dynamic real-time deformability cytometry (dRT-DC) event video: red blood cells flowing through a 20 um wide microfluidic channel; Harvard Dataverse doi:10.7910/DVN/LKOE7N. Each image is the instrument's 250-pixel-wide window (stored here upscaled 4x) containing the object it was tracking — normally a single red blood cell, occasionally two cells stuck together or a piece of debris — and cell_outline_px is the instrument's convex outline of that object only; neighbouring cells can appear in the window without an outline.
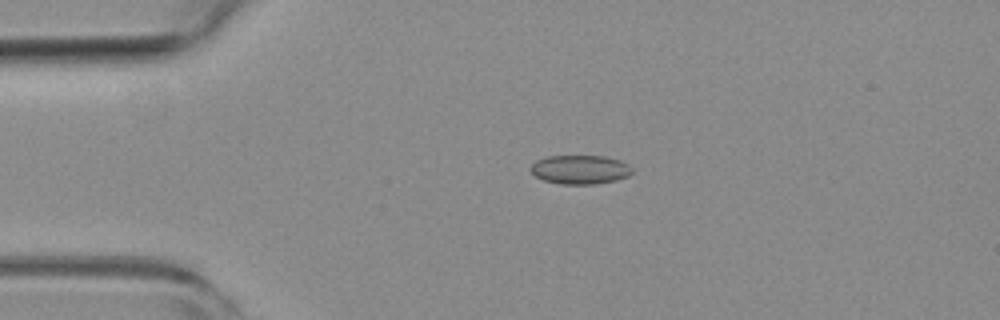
{"species": "common noctule bat (a hibernating species)", "species_latin": "Nyctalus noctula", "temperature_condition": "room temperature", "stored_images_in_passage": 43, "camera_frame_rate_fps": 3000, "um_per_image_px": 0.085, "animal": {"sex": "female", "body_mass_g": 19.3, "forearm_length_mm": 54.1}, "frame": {"image": 1, "passage_image": 1, "time_ms": 0.0, "image_size_px": [1000, 320], "cell_outline_px": [[632, 172], [628, 176], [616, 180], [596, 184], [560, 184], [544, 180], [536, 176], [528, 168], [536, 160], [548, 156], [604, 156], [620, 160], [628, 164], [632, 168]], "centroid_in_image_um": [49.31, 14.41], "position_along_channel_um": 35.7, "area_um2": 17.17}}
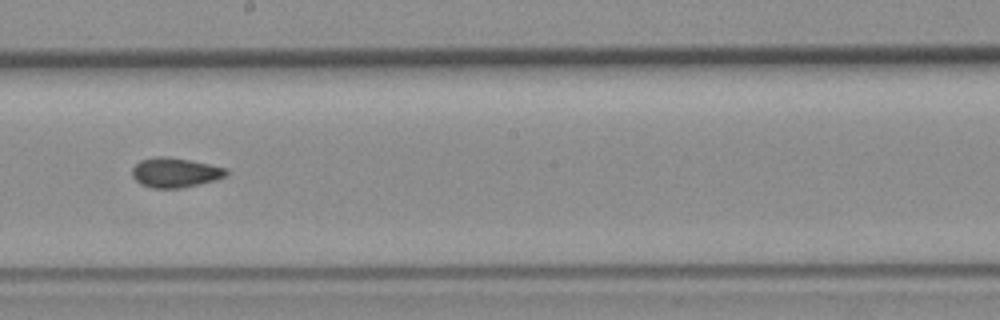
{"frame": {"image": 2, "passage_image": 19, "time_ms": 6.0, "image_size_px": [1000, 320], "cell_outline_px": [[228, 172], [224, 176], [216, 180], [200, 184], [180, 188], [152, 188], [140, 184], [132, 176], [132, 168], [140, 160], [156, 156], [164, 156], [188, 160], [208, 164], [224, 168]], "centroid_in_image_um": [14.84, 14.67], "position_along_channel_um": 233.4, "area_um2": 16.13}}
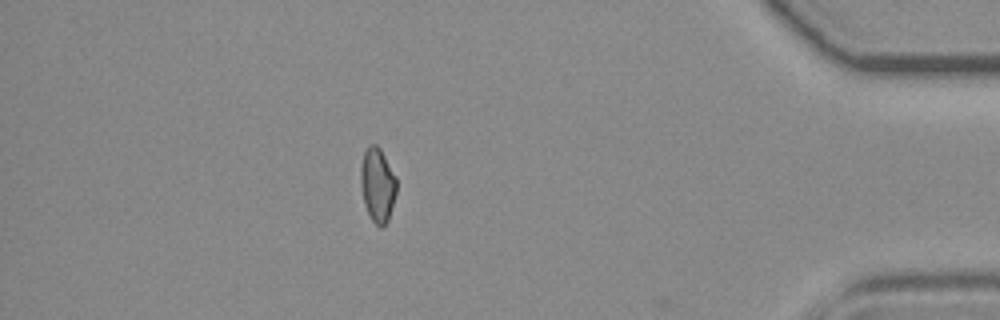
{"frame": {"image": 3, "passage_image": 36, "time_ms": 11.667, "image_size_px": [1000, 320], "cell_outline_px": [[396, 192], [388, 220], [380, 228], [372, 220], [364, 204], [360, 184], [360, 168], [364, 152], [368, 144], [376, 144], [380, 148], [396, 176]], "centroid_in_image_um": [32.07, 15.68], "position_along_channel_um": 403.1, "area_um2": 15.49}, "authors_computed_cell_mechanics": {"area_um2": 15.895, "velocity_mm_per_s": 3.8605, "shape_relaxation_time_tau1_ms": null, "shape_relaxation_time_tau2_ms": 4.489, "deformation_change_tau1": null, "deformation_change_tau2": 0.0772}}